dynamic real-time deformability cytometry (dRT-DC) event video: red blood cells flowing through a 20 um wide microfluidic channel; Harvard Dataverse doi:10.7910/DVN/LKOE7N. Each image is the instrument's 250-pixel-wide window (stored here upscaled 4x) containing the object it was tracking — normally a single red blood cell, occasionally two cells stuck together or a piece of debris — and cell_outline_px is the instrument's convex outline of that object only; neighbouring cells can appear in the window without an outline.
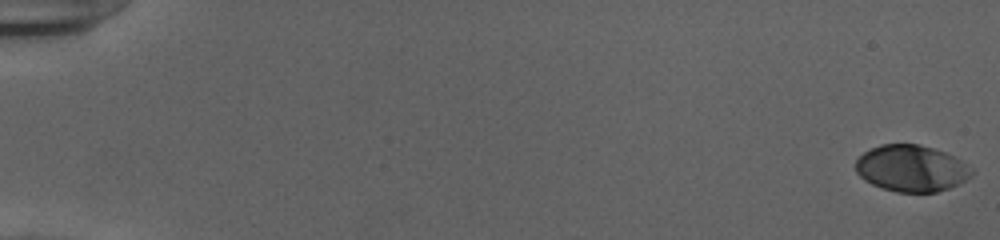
{"species": "human", "species_latin": "Homo sapiens", "temperature_condition": "cold", "stored_images_in_passage": 54, "camera_frame_rate_fps": 3000, "um_per_image_px": 0.085, "donor": {"sex": "female"}, "frame": {"image": 1, "passage_image": 1, "time_ms": 0.0, "image_size_px": [1000, 240], "cell_outline_px": [[976, 172], [972, 176], [948, 188], [936, 192], [896, 192], [880, 188], [864, 180], [856, 172], [856, 160], [864, 152], [880, 144], [920, 144], [944, 152], [960, 160], [972, 168]], "centroid_in_image_um": [77.45, 14.31], "position_along_channel_um": 7.5, "area_um2": 31.39}}
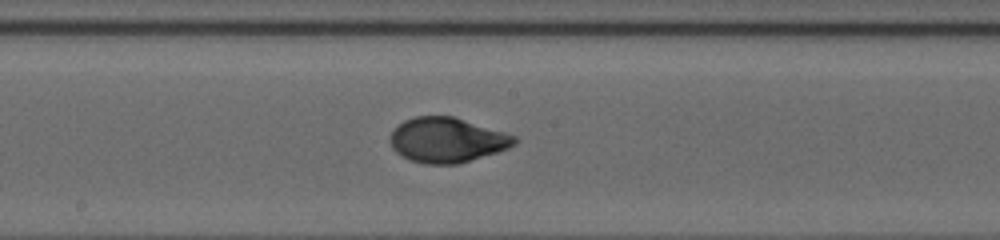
{"frame": {"image": 2, "passage_image": 31, "time_ms": 10.0, "image_size_px": [1000, 240], "cell_outline_px": [[520, 140], [516, 144], [508, 148], [460, 164], [424, 164], [408, 160], [400, 156], [392, 148], [388, 140], [392, 132], [404, 120], [416, 116], [452, 116], [516, 136]], "centroid_in_image_um": [37.97, 11.92], "position_along_channel_um": 210.2, "area_um2": 32.6}}
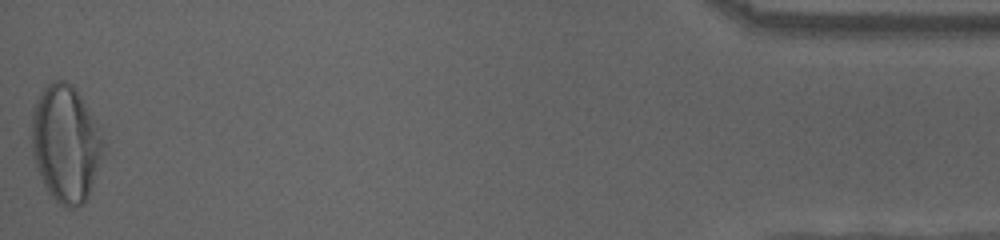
{"frame": {"image": 3, "passage_image": 54, "time_ms": 17.667, "image_size_px": [1000, 240], "cell_outline_px": [[104, 140], [88, 196], [80, 204], [72, 208], [68, 208], [60, 204], [48, 192], [36, 168], [32, 156], [32, 112], [36, 100], [44, 88], [48, 84], [56, 80], [64, 80], [72, 84], [76, 88]], "centroid_in_image_um": [5.52, 12.18], "position_along_channel_um": 429.7, "area_um2": 47.63}, "authors_computed_cell_mechanics": {"area_um2": 32.1946, "velocity_mm_per_s": 3.9294, "shape_relaxation_time_tau1_ms": 3.8305, "shape_relaxation_time_tau2_ms": null, "deformation_change_tau1": 0.1885, "deformation_change_tau2": null}}